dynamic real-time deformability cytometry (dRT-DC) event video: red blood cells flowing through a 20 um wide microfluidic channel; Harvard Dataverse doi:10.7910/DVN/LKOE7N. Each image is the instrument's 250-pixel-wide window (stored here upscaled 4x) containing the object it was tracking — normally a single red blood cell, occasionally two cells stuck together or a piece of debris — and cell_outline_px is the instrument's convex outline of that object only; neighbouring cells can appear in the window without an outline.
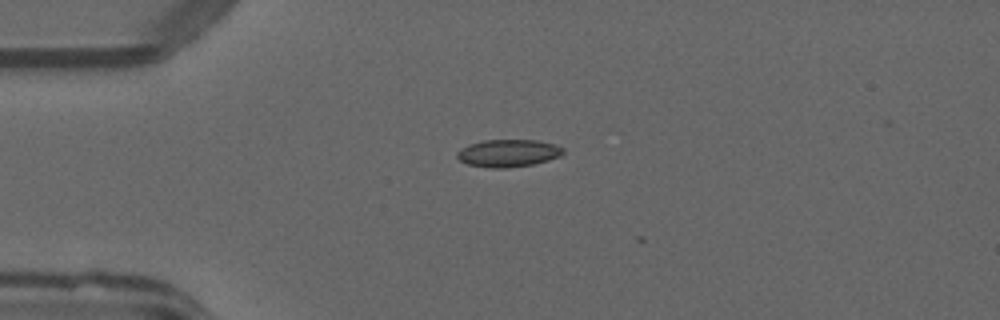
{"species": "common noctule bat (a hibernating species)", "species_latin": "Nyctalus noctula", "temperature_condition": "warm", "stored_images_in_passage": 2, "camera_frame_rate_fps": 3000, "um_per_image_px": 0.085, "animal": {"sex": "male", "forearm_length_mm": 52.5}, "frame": {"image": 1, "passage_image": 1, "time_ms": 0.0, "image_size_px": [1000, 320], "cell_outline_px": [[564, 156], [532, 164], [504, 168], [488, 168], [468, 164], [460, 160], [456, 156], [456, 152], [460, 148], [468, 144], [484, 140], [536, 140], [556, 144], [564, 148]], "centroid_in_image_um": [43.21, 13.01], "position_along_channel_um": 41.8, "area_um2": 17.17}}